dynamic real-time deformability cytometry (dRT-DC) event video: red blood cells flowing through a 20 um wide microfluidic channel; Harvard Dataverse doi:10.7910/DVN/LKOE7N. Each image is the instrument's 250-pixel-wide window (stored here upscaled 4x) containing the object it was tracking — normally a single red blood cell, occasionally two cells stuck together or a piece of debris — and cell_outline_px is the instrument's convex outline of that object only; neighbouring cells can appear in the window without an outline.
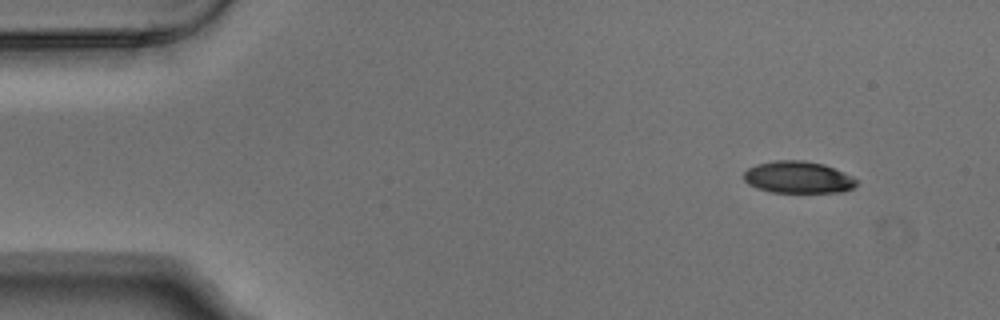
{"species": "Egyptian fruit bat (a non-hibernating species)", "species_latin": "Rousettus aegyptiacus", "temperature_condition": "warm", "stored_images_in_passage": 9, "camera_frame_rate_fps": 3000, "um_per_image_px": 0.085, "animal": {"sex": "male"}, "frame": {"image": 1, "passage_image": 1, "time_ms": 0.0, "image_size_px": [1000, 320], "cell_outline_px": [[860, 180], [852, 188], [844, 192], [772, 192], [756, 188], [748, 184], [744, 180], [744, 172], [748, 168], [756, 164], [776, 160], [804, 160], [824, 164], [852, 176]], "centroid_in_image_um": [67.84, 15.07], "position_along_channel_um": 17.2, "area_um2": 21.1}}
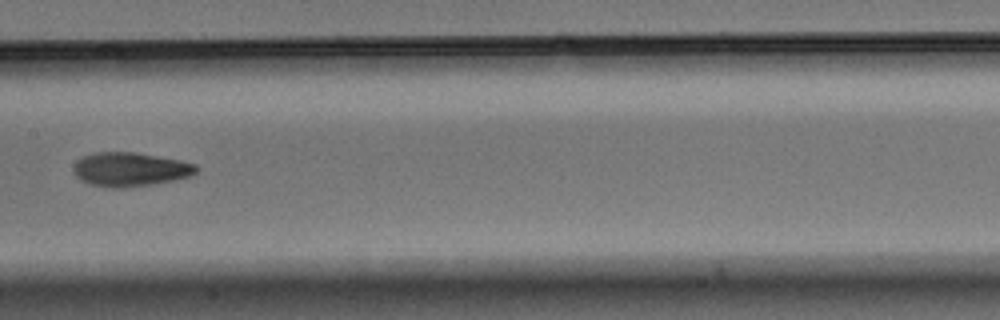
{"frame": {"image": 2, "passage_image": 7, "time_ms": 2.0, "image_size_px": [1000, 320], "cell_outline_px": [[196, 172], [192, 176], [176, 180], [152, 184], [124, 188], [108, 188], [92, 184], [80, 180], [76, 176], [72, 168], [76, 160], [84, 156], [96, 152], [136, 152], [180, 160], [196, 164]], "centroid_in_image_um": [11.06, 14.4], "position_along_channel_um": 196.3, "area_um2": 24.45}}
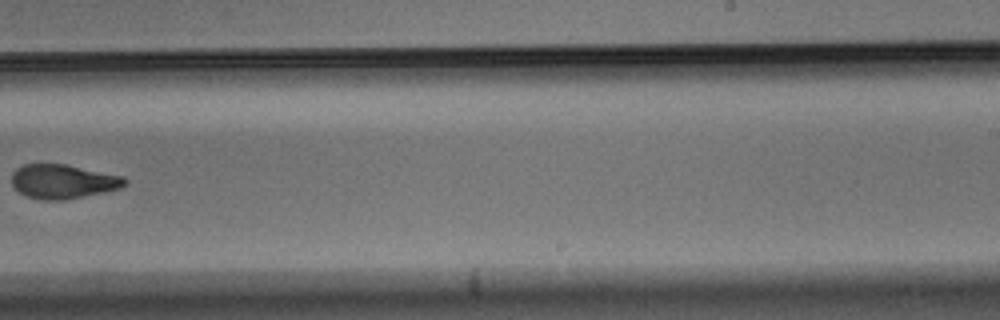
{"frame": {"image": 3, "passage_image": 9, "time_ms": 2.667, "image_size_px": [1000, 320], "cell_outline_px": [[128, 180], [120, 188], [64, 200], [44, 200], [28, 196], [20, 192], [12, 184], [12, 172], [16, 168], [24, 164], [64, 164], [124, 176]], "centroid_in_image_um": [5.34, 15.41], "position_along_channel_um": 283.7, "area_um2": 22.25}}